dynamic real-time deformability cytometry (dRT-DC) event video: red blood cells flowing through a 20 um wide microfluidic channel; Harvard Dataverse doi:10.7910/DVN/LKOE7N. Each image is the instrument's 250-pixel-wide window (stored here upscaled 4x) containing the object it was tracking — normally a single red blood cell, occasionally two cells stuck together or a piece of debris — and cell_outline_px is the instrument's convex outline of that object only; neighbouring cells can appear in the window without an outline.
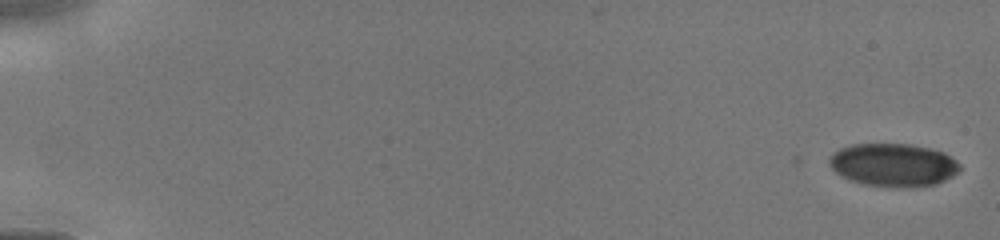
{"species": "human", "species_latin": "Homo sapiens", "temperature_condition": "cold", "stored_images_in_passage": 10, "camera_frame_rate_fps": 3000, "um_per_image_px": 0.085, "donor": {"sex": "male"}, "frame": {"image": 1, "passage_image": 1, "time_ms": 0.0, "image_size_px": [1000, 240], "cell_outline_px": [[960, 168], [952, 176], [936, 184], [908, 188], [896, 188], [864, 184], [848, 180], [836, 172], [828, 164], [828, 160], [832, 152], [840, 148], [852, 144], [912, 144], [944, 152], [956, 160], [960, 164]], "centroid_in_image_um": [75.9, 14.02], "position_along_channel_um": 9.1, "area_um2": 33.0}}
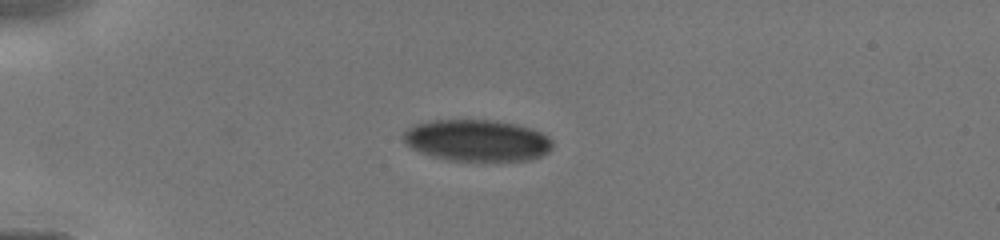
{"frame": {"image": 2, "passage_image": 7, "time_ms": 4.0, "image_size_px": [1000, 240], "cell_outline_px": [[552, 148], [548, 152], [540, 156], [528, 160], [448, 160], [432, 156], [420, 152], [404, 144], [400, 136], [408, 128], [416, 124], [432, 120], [492, 120], [516, 124], [540, 132], [548, 136], [552, 140]], "centroid_in_image_um": [40.5, 11.93], "position_along_channel_um": 44.5, "area_um2": 36.07}}